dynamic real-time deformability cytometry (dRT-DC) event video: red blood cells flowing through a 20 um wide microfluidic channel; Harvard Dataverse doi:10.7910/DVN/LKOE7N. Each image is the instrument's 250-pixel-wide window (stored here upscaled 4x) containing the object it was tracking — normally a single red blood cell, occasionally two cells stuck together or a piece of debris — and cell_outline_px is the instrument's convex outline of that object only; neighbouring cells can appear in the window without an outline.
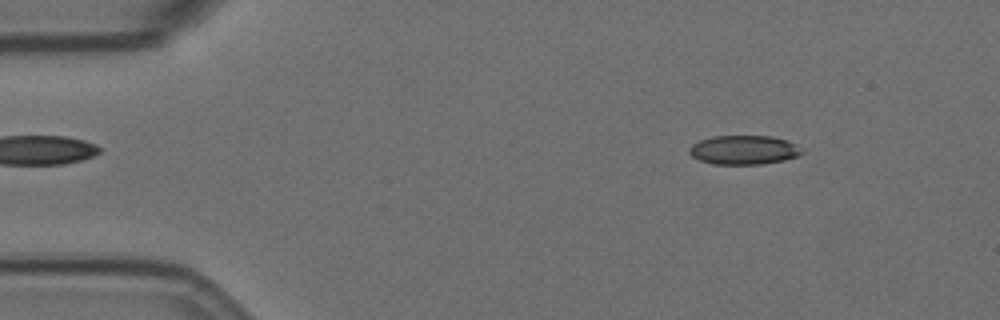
{"species": "Egyptian fruit bat (a non-hibernating species)", "species_latin": "Rousettus aegyptiacus", "temperature_condition": "room temperature", "stored_images_in_passage": 55, "camera_frame_rate_fps": 3000, "um_per_image_px": 0.085, "animal": {"sex": "female"}, "frame": {"image": 1, "passage_image": 6, "time_ms": 1.667, "image_size_px": [1000, 320], "cell_outline_px": [[804, 152], [800, 156], [784, 160], [760, 164], [712, 164], [700, 160], [692, 156], [688, 152], [688, 148], [692, 144], [700, 140], [712, 136], [772, 136], [788, 140], [800, 148]], "centroid_in_image_um": [63.22, 12.74], "position_along_channel_um": 21.8, "area_um2": 19.19}}
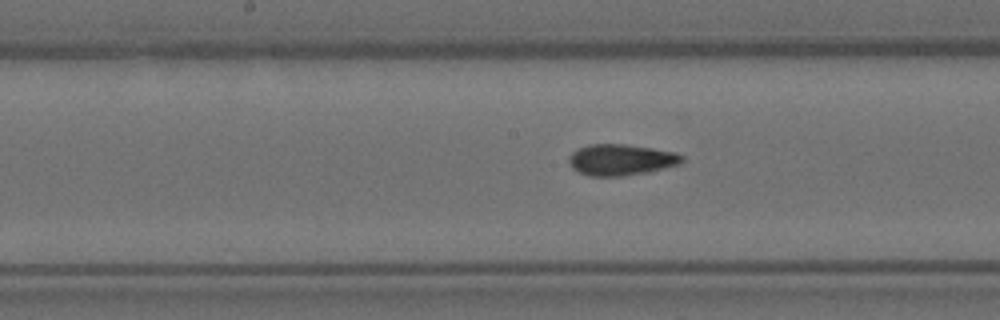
{"frame": {"image": 2, "passage_image": 27, "time_ms": 8.667, "image_size_px": [1000, 320], "cell_outline_px": [[684, 160], [680, 164], [648, 172], [624, 176], [588, 176], [572, 168], [568, 164], [568, 156], [576, 148], [588, 144], [624, 144], [652, 148], [676, 152], [684, 156]], "centroid_in_image_um": [52.76, 13.58], "position_along_channel_um": 195.4, "area_um2": 20.81}}
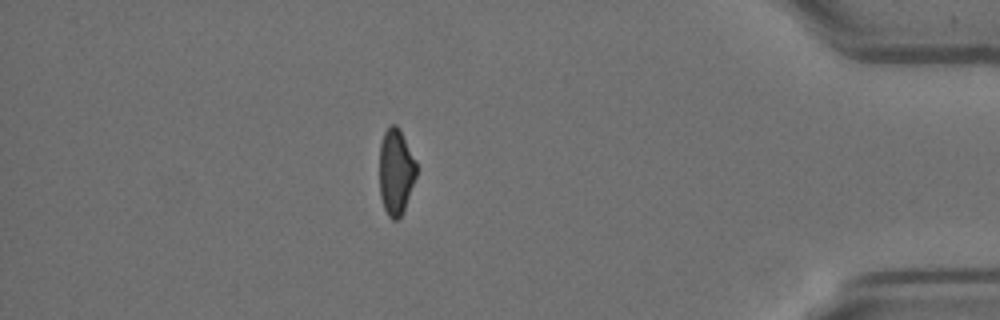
{"frame": {"image": 3, "passage_image": 48, "time_ms": 15.667, "image_size_px": [1000, 320], "cell_outline_px": [[416, 176], [404, 212], [396, 220], [392, 220], [388, 216], [384, 208], [380, 196], [380, 144], [384, 132], [392, 124], [396, 124], [400, 128], [416, 160]], "centroid_in_image_um": [33.66, 14.6], "position_along_channel_um": 401.5, "area_um2": 18.67}, "authors_computed_cell_mechanics": {"area_um2": 19.8832, "velocity_mm_per_s": 3.565, "shape_relaxation_time_tau1_ms": null, "shape_relaxation_time_tau2_ms": 2.0097, "deformation_change_tau1": null, "deformation_change_tau2": 0.0853}}